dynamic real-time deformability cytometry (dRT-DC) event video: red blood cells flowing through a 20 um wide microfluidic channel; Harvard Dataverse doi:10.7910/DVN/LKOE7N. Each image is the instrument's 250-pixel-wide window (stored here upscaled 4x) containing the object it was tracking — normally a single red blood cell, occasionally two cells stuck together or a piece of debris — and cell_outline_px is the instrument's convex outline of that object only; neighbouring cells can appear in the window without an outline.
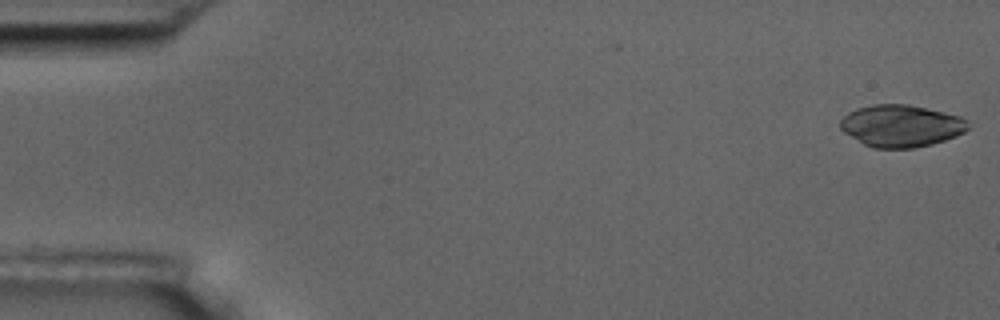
{"species": "common noctule bat (a hibernating species)", "species_latin": "Nyctalus noctula", "temperature_condition": "room temperature", "stored_images_in_passage": 9, "camera_frame_rate_fps": 3000, "um_per_image_px": 0.085, "animal": {"sex": "male", "body_mass_g": 17.5, "forearm_length_mm": 52.3}, "frame": {"image": 1, "passage_image": 1, "time_ms": 0.0, "image_size_px": [1000, 320], "cell_outline_px": [[968, 128], [964, 132], [956, 136], [932, 144], [912, 148], [872, 148], [864, 144], [844, 132], [840, 128], [840, 120], [848, 112], [856, 108], [872, 104], [908, 104], [944, 112], [960, 116], [968, 120]], "centroid_in_image_um": [76.58, 10.69], "position_along_channel_um": 8.4, "area_um2": 31.33}}